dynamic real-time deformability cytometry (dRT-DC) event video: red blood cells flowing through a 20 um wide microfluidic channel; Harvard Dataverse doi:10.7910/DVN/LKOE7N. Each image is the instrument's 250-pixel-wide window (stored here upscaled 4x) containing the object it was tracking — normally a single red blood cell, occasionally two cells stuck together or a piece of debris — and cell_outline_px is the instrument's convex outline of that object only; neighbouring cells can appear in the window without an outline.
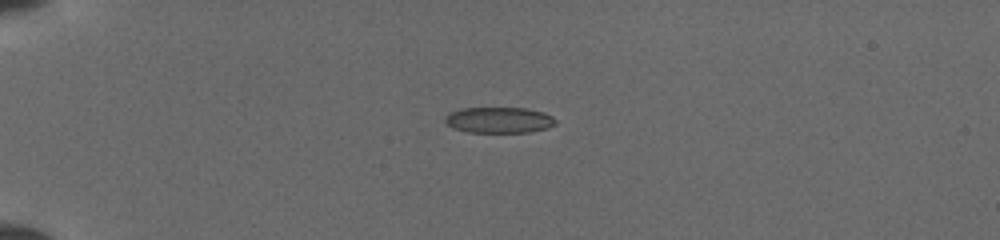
{"species": "common noctule bat (a hibernating species)", "species_latin": "Nyctalus noctula", "temperature_condition": "cold", "stored_images_in_passage": 38, "camera_frame_rate_fps": 3000, "um_per_image_px": 0.085, "animal": {"sex": "female", "body_mass_g": 19.5, "forearm_length_mm": 54.1}, "frame": {"image": 1, "passage_image": 1, "time_ms": 0.0, "image_size_px": [1000, 240], "cell_outline_px": [[556, 124], [548, 128], [528, 132], [468, 132], [452, 128], [444, 124], [444, 116], [448, 112], [460, 108], [524, 108], [544, 112], [552, 116], [556, 120]], "centroid_in_image_um": [42.36, 10.2], "position_along_channel_um": 42.6, "area_um2": 16.94}}
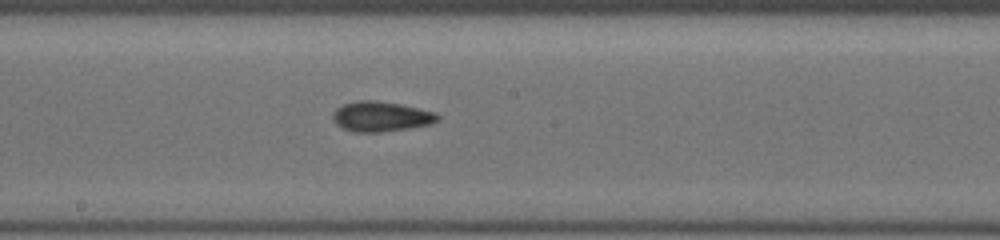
{"frame": {"image": 2, "passage_image": 17, "time_ms": 5.333, "image_size_px": [1000, 240], "cell_outline_px": [[440, 120], [432, 124], [408, 128], [380, 132], [352, 132], [336, 124], [332, 120], [332, 112], [336, 108], [344, 104], [360, 100], [376, 100], [400, 104], [436, 112], [440, 116]], "centroid_in_image_um": [32.39, 9.9], "position_along_channel_um": 215.8, "area_um2": 18.5}}
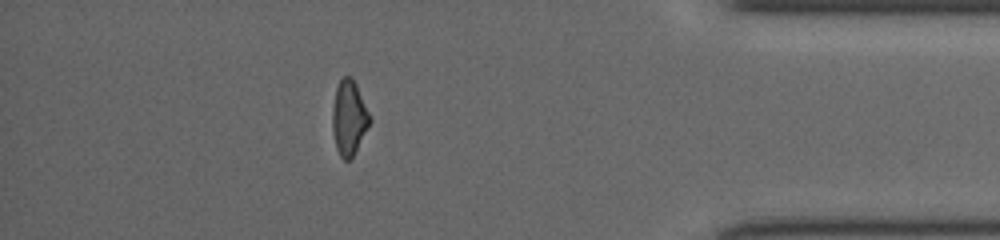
{"frame": {"image": 3, "passage_image": 33, "time_ms": 10.667, "image_size_px": [1000, 240], "cell_outline_px": [[372, 120], [352, 156], [348, 160], [344, 160], [340, 156], [336, 148], [332, 128], [332, 108], [336, 88], [340, 80], [344, 76], [352, 76], [356, 84]], "centroid_in_image_um": [29.65, 9.99], "position_along_channel_um": 405.6, "area_um2": 16.07}}